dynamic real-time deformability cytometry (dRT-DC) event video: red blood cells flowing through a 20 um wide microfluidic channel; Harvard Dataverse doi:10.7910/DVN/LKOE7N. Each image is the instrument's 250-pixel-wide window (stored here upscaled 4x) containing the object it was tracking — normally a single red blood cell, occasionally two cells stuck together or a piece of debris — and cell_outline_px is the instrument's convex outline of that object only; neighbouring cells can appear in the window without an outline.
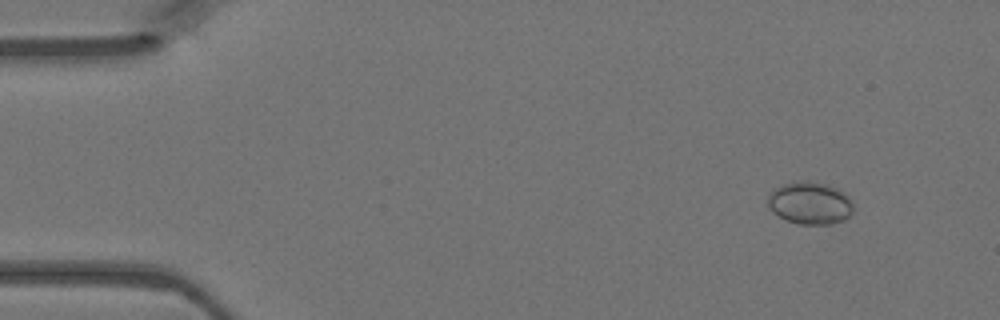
{"species": "Egyptian fruit bat (a non-hibernating species)", "species_latin": "Rousettus aegyptiacus", "temperature_condition": "warm", "stored_images_in_passage": 48, "camera_frame_rate_fps": 3000, "um_per_image_px": 0.085, "animal": {"sex": "female"}, "frame": {"image": 1, "passage_image": 5, "time_ms": 1.333, "image_size_px": [1000, 320], "cell_outline_px": [[852, 212], [844, 220], [832, 224], [796, 224], [780, 216], [768, 208], [768, 196], [772, 188], [784, 184], [828, 184], [844, 192], [852, 200]], "centroid_in_image_um": [68.86, 17.31], "position_along_channel_um": 16.1, "area_um2": 20.58}}
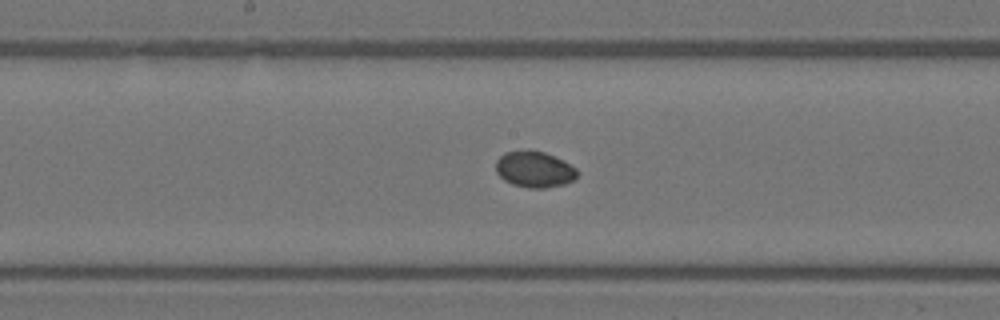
{"frame": {"image": 2, "passage_image": 25, "time_ms": 8.0, "image_size_px": [1000, 320], "cell_outline_px": [[580, 172], [572, 180], [564, 184], [544, 188], [528, 188], [512, 184], [504, 180], [496, 172], [496, 160], [504, 152], [528, 148], [544, 152], [564, 160], [576, 168]], "centroid_in_image_um": [45.41, 14.37], "position_along_channel_um": 202.8, "area_um2": 17.46}}
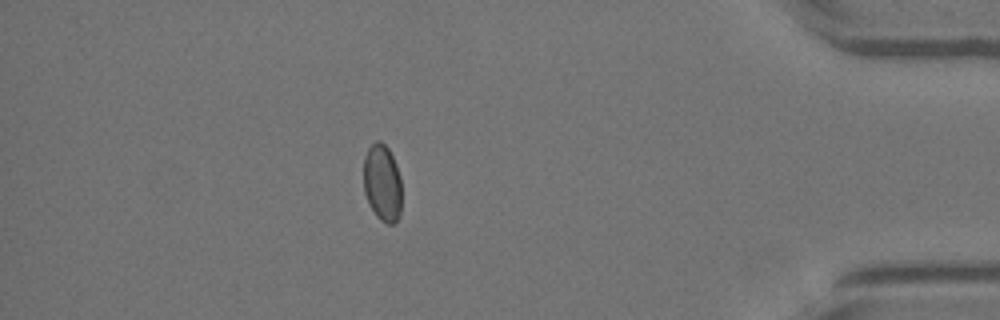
{"frame": {"image": 3, "passage_image": 42, "time_ms": 13.667, "image_size_px": [1000, 320], "cell_outline_px": [[400, 216], [392, 224], [388, 224], [380, 220], [376, 216], [368, 204], [364, 192], [364, 156], [368, 148], [376, 140], [380, 140], [388, 148], [396, 164], [400, 176]], "centroid_in_image_um": [32.48, 15.54], "position_along_channel_um": 402.7, "area_um2": 17.17}}